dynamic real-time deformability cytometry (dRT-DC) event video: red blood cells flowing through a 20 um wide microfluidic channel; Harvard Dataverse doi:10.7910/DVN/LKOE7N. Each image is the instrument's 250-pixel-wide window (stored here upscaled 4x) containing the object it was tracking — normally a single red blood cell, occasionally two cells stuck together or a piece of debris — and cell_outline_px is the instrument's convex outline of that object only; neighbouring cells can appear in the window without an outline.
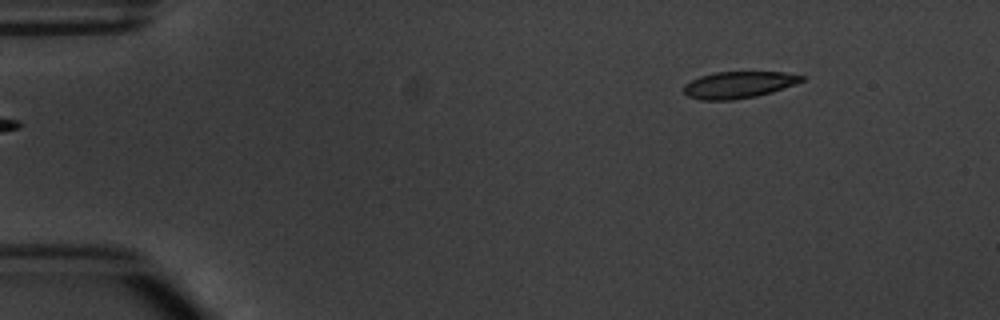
{"species": "common noctule bat (a hibernating species)", "species_latin": "Nyctalus noctula", "temperature_condition": "warm", "stored_images_in_passage": 3, "segment_of_instrument_passage": [2, 2], "camera_frame_rate_fps": 3000, "um_per_image_px": 0.085, "animal": {"sex": "male", "body_mass_g": 20.1, "forearm_length_mm": 53.5}, "frame": {"image": 1, "passage_image": 3, "time_ms": 2.667, "image_size_px": [1000, 320], "cell_outline_px": [[808, 76], [804, 80], [796, 84], [772, 92], [756, 96], [732, 100], [700, 100], [688, 96], [684, 92], [684, 84], [700, 76], [716, 72], [784, 72]], "centroid_in_image_um": [62.82, 7.2], "position_along_channel_um": 22.2, "area_um2": 18.44}}